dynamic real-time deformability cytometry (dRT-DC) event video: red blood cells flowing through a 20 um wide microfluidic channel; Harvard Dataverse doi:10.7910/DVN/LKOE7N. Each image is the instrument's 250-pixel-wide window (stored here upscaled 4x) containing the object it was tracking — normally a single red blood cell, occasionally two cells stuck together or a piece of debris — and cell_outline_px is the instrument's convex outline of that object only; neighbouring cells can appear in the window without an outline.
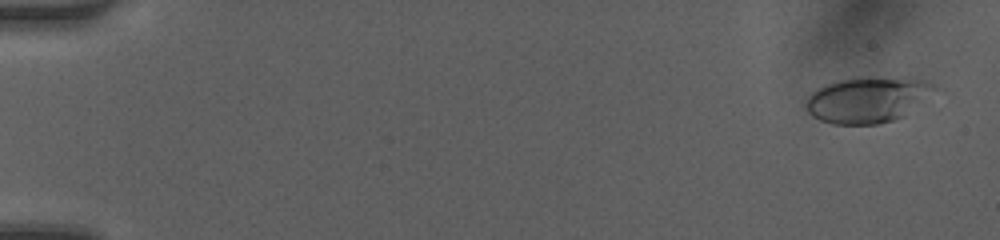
{"species": "human", "species_latin": "Homo sapiens", "temperature_condition": "room temperature", "stored_images_in_passage": 17, "camera_frame_rate_fps": 3000, "um_per_image_px": 0.085, "donor": {"sex": "female"}, "frame": {"image": 1, "passage_image": 3, "time_ms": 0.667, "image_size_px": [1000, 240], "cell_outline_px": [[936, 88], [904, 116], [892, 120], [876, 124], [832, 124], [820, 120], [812, 116], [808, 112], [804, 104], [808, 96], [812, 92], [828, 84], [840, 80], [860, 76], [908, 76], [924, 80], [932, 84]], "centroid_in_image_um": [73.72, 8.44], "position_along_channel_um": 11.3, "area_um2": 34.39}}